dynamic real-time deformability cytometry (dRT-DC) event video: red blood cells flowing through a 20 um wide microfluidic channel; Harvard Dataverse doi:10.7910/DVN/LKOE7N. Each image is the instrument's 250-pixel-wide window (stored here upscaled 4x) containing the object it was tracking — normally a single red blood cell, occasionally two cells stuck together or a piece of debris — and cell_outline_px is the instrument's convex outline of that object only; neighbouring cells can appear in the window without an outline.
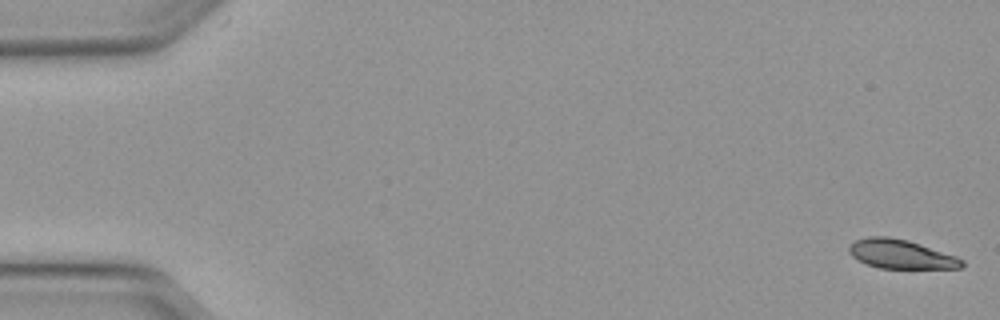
{"species": "Egyptian fruit bat (a non-hibernating species)", "species_latin": "Rousettus aegyptiacus", "temperature_condition": "warm", "stored_images_in_passage": 50, "camera_frame_rate_fps": 3000, "um_per_image_px": 0.085, "animal": {"sex": "female"}, "frame": {"image": 1, "passage_image": 1, "time_ms": 0.0, "image_size_px": [1000, 320], "cell_outline_px": [[964, 264], [960, 268], [880, 268], [868, 264], [852, 256], [848, 252], [848, 248], [856, 240], [868, 236], [888, 236], [908, 240], [956, 256], [964, 260]], "centroid_in_image_um": [76.58, 21.59], "position_along_channel_um": 8.4, "area_um2": 18.9}}
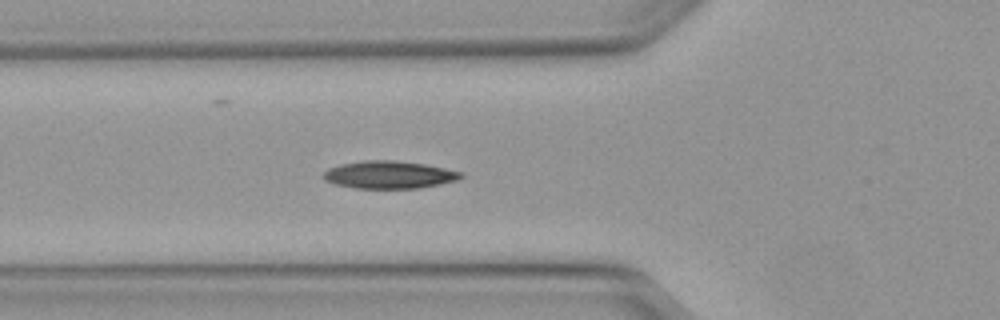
{"frame": {"image": 2, "passage_image": 18, "time_ms": 5.667, "image_size_px": [1000, 320], "cell_outline_px": [[464, 176], [456, 180], [440, 184], [420, 188], [356, 188], [336, 184], [324, 180], [324, 172], [328, 168], [340, 164], [364, 160], [396, 160], [424, 164], [464, 172]], "centroid_in_image_um": [33.09, 14.85], "position_along_channel_um": 92.7, "area_um2": 22.08}}
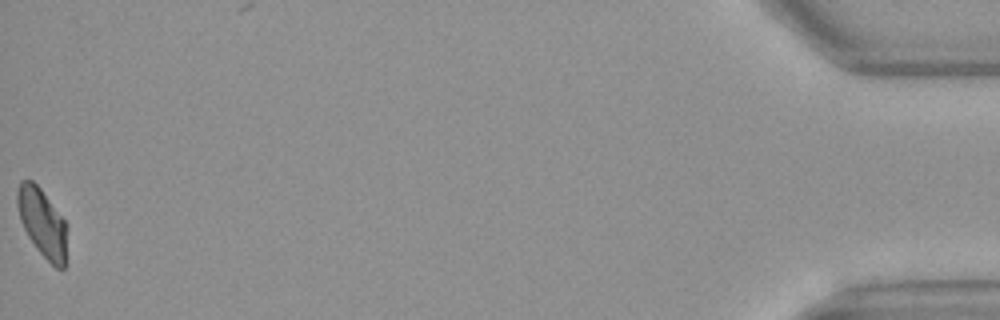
{"frame": {"image": 3, "passage_image": 50, "time_ms": 16.333, "image_size_px": [1000, 320], "cell_outline_px": [[64, 268], [56, 268], [36, 248], [28, 236], [20, 220], [16, 204], [16, 192], [20, 180], [32, 180], [40, 188], [64, 220]], "centroid_in_image_um": [3.51, 18.87], "position_along_channel_um": 431.7, "area_um2": 19.07}, "authors_computed_cell_mechanics": {"area_um2": 20.7791, "velocity_mm_per_s": 4.1033, "shape_relaxation_time_tau1_ms": 3.9835, "shape_relaxation_time_tau2_ms": 5.1978, "deformation_change_tau1": 0.1392, "deformation_change_tau2": 0.0941}}